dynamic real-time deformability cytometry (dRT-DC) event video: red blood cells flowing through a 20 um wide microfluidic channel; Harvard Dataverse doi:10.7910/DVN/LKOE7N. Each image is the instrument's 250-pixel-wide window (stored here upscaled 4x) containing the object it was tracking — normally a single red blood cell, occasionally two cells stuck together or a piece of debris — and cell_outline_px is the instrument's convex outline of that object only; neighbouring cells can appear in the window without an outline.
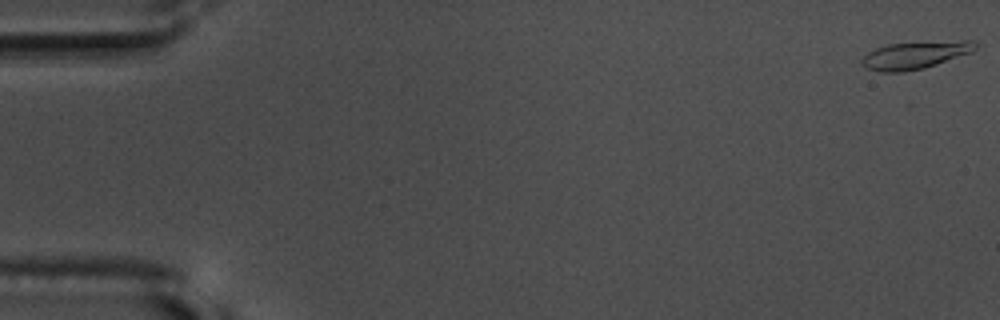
{"species": "common noctule bat (a hibernating species)", "species_latin": "Nyctalus noctula", "temperature_condition": "warm", "stored_images_in_passage": 56, "camera_frame_rate_fps": 3000, "um_per_image_px": 0.085, "animal": {"sex": "male", "body_mass_g": 17.5, "forearm_length_mm": 52.3}, "frame": {"image": 1, "passage_image": 1, "time_ms": 0.0, "image_size_px": [1000, 320], "cell_outline_px": [[976, 48], [972, 52], [924, 68], [904, 72], [880, 72], [868, 68], [860, 60], [868, 52], [876, 48], [888, 44], [964, 40], [972, 40], [976, 44]], "centroid_in_image_um": [77.79, 4.68], "position_along_channel_um": 7.2, "area_um2": 17.92}}
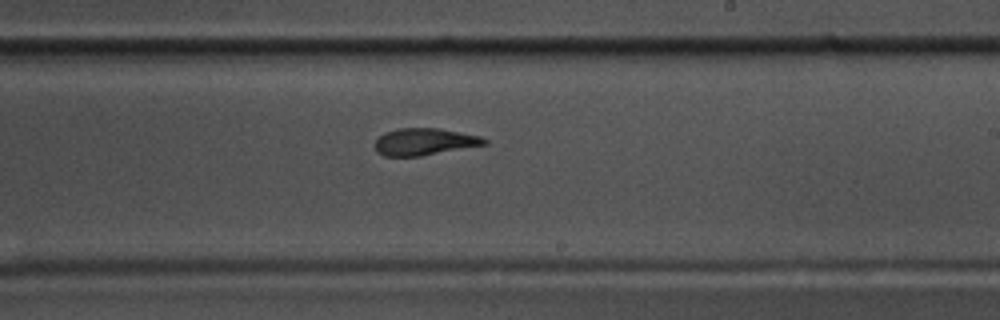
{"frame": {"image": 2, "passage_image": 34, "time_ms": 11.0, "image_size_px": [1000, 320], "cell_outline_px": [[488, 144], [420, 156], [384, 156], [376, 152], [376, 140], [384, 132], [396, 128], [440, 128], [480, 136], [488, 140]], "centroid_in_image_um": [36.08, 12.04], "position_along_channel_um": 252.9, "area_um2": 17.22}}
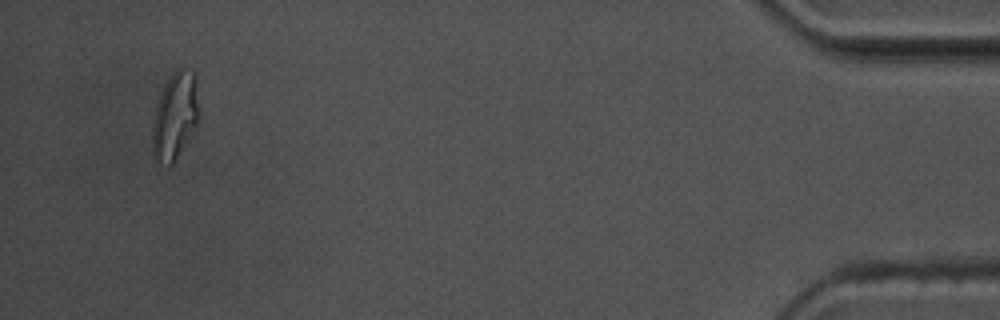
{"frame": {"image": 3, "passage_image": 54, "time_ms": 17.667, "image_size_px": [1000, 320], "cell_outline_px": [[200, 120], [196, 128], [176, 160], [168, 168], [152, 156], [152, 128], [156, 108], [164, 84], [172, 72], [176, 68], [180, 68], [192, 72], [196, 76], [200, 112]], "centroid_in_image_um": [14.91, 9.89], "position_along_channel_um": 420.3, "area_um2": 24.22}, "authors_computed_cell_mechanics": {"area_um2": 17.7446, "velocity_mm_per_s": 3.652, "shape_relaxation_time_tau1_ms": 4.4816, "shape_relaxation_time_tau2_ms": 2.0939, "deformation_change_tau1": 0.2144, "deformation_change_tau2": 0.1141}}